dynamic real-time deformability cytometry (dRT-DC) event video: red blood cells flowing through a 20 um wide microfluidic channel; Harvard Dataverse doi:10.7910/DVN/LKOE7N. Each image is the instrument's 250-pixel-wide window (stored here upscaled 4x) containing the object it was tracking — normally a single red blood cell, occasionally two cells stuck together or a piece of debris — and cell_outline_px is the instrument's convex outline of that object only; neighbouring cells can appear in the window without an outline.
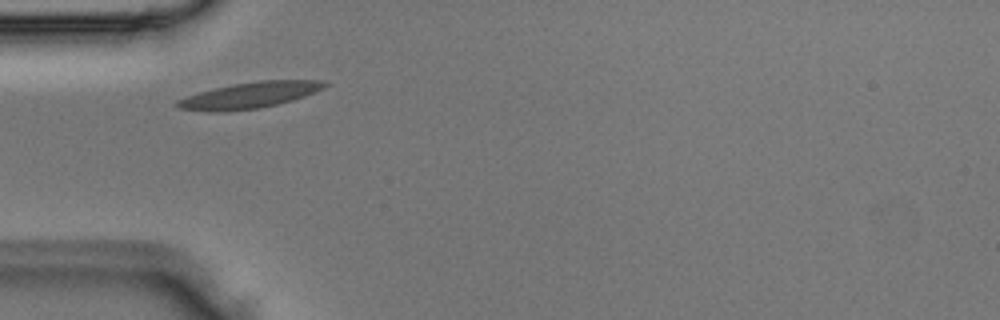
{"species": "Egyptian fruit bat (a non-hibernating species)", "species_latin": "Rousettus aegyptiacus", "temperature_condition": "room temperature", "stored_images_in_passage": 3, "camera_frame_rate_fps": 3000, "um_per_image_px": 0.085, "animal": {"sex": "male"}, "frame": {"image": 1, "passage_image": 3, "time_ms": 0.667, "image_size_px": [1000, 320], "cell_outline_px": [[328, 84], [324, 88], [304, 96], [292, 100], [260, 108], [220, 112], [208, 112], [180, 108], [172, 104], [176, 100], [184, 96], [232, 84], [260, 80], [324, 80]], "centroid_in_image_um": [21.17, 8.09], "position_along_channel_um": 63.8, "area_um2": 22.43}}